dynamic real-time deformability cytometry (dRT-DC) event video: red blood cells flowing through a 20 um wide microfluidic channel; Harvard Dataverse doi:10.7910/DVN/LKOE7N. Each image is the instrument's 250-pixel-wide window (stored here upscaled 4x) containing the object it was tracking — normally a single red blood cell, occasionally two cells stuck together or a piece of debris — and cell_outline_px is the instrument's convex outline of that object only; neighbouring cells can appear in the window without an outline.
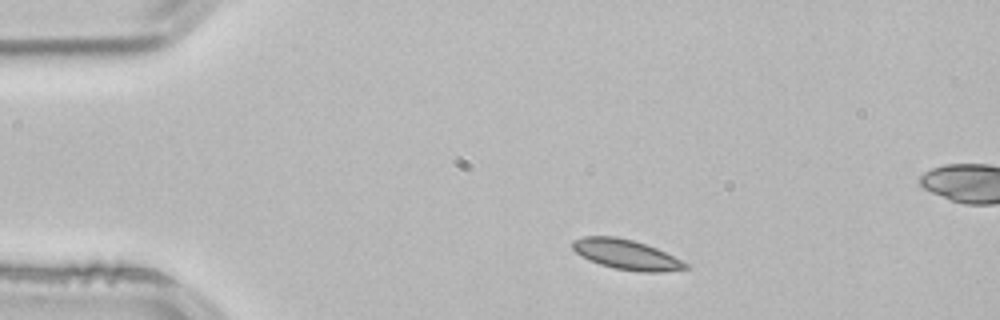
{"species": "common noctule bat (a hibernating species)", "species_latin": "Nyctalus noctula", "temperature_condition": "room temperature", "stored_images_in_passage": 3, "camera_frame_rate_fps": 3000, "um_per_image_px": 0.085, "animal": {"sex": "male", "body_mass_g": 21.5, "forearm_length_mm": 52.0}, "frame": {"image": 1, "passage_image": 1, "time_ms": 0.0, "image_size_px": [1000, 320], "cell_outline_px": [[688, 268], [660, 272], [636, 272], [616, 268], [600, 264], [588, 260], [576, 252], [572, 248], [572, 240], [584, 236], [616, 236], [632, 240], [656, 248], [688, 264]], "centroid_in_image_um": [53.19, 21.63], "position_along_channel_um": 31.8, "area_um2": 19.48}}